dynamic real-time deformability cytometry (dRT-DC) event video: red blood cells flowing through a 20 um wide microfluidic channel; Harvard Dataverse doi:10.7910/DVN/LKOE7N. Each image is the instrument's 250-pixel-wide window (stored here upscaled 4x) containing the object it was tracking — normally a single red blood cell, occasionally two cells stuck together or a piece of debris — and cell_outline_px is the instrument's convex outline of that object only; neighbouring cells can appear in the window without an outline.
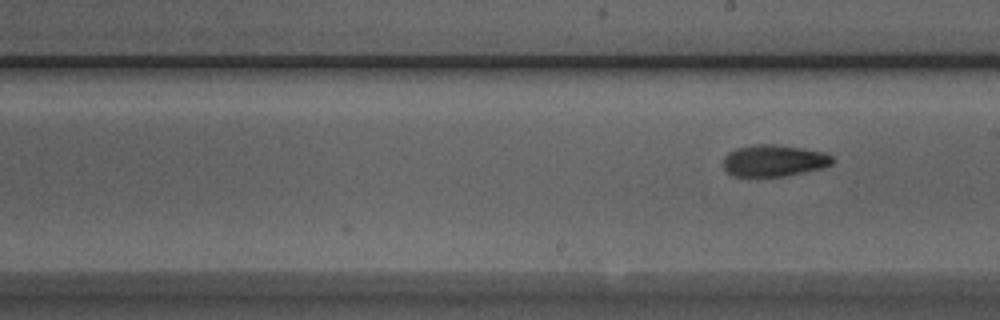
{"species": "Egyptian fruit bat (a non-hibernating species)", "species_latin": "Rousettus aegyptiacus", "temperature_condition": "room temperature", "stored_images_in_passage": 28, "camera_frame_rate_fps": 3000, "um_per_image_px": 0.085, "animal": {"sex": "male"}, "frame": {"image": 1, "passage_image": 28, "time_ms": 9.0, "image_size_px": [1000, 320], "cell_outline_px": [[836, 160], [832, 164], [820, 168], [784, 176], [732, 176], [724, 168], [724, 156], [728, 152], [736, 148], [752, 144], [776, 144], [824, 152], [832, 156]], "centroid_in_image_um": [65.77, 13.64], "position_along_channel_um": 223.2, "area_um2": 20.11}}